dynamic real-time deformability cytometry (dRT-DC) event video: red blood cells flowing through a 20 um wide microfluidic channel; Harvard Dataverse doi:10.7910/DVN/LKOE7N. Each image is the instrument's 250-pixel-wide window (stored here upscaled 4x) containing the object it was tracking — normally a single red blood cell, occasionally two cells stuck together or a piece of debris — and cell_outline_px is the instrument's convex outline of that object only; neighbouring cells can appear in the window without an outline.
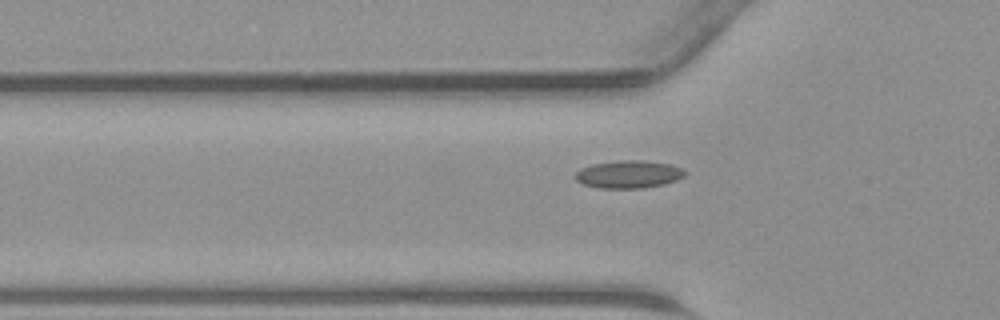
{"species": "common noctule bat (a hibernating species)", "species_latin": "Nyctalus noctula", "temperature_condition": "warm", "stored_images_in_passage": 35, "camera_frame_rate_fps": 3000, "um_per_image_px": 0.085, "animal": {"sex": "male", "body_mass_g": 23.1, "forearm_length_mm": 52.7}, "frame": {"image": 1, "passage_image": 8, "time_ms": 2.333, "image_size_px": [1000, 320], "cell_outline_px": [[688, 172], [684, 176], [676, 180], [664, 184], [644, 188], [600, 188], [584, 184], [576, 180], [576, 172], [580, 168], [592, 164], [620, 160], [640, 160], [672, 164], [684, 168]], "centroid_in_image_um": [53.48, 14.81], "position_along_channel_um": 72.3, "area_um2": 17.8}}
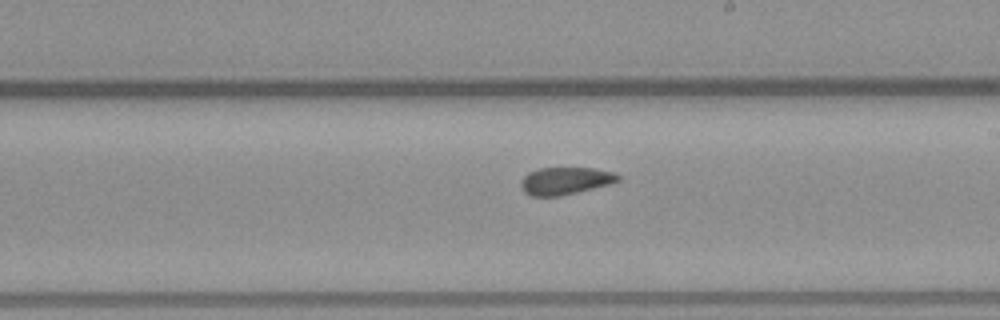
{"frame": {"image": 2, "passage_image": 19, "time_ms": 6.0, "image_size_px": [1000, 320], "cell_outline_px": [[620, 180], [608, 184], [560, 196], [532, 196], [524, 192], [520, 188], [520, 180], [528, 172], [540, 168], [592, 168], [612, 172], [620, 176]], "centroid_in_image_um": [47.98, 15.37], "position_along_channel_um": 241.0, "area_um2": 15.37}}
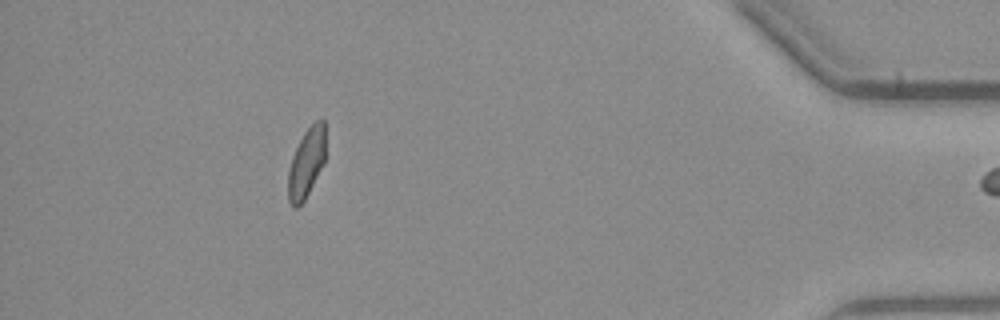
{"frame": {"image": 3, "passage_image": 34, "time_ms": 11.0, "image_size_px": [1000, 320], "cell_outline_px": [[324, 164], [304, 200], [296, 208], [292, 208], [288, 200], [288, 172], [292, 156], [304, 132], [316, 120], [324, 120]], "centroid_in_image_um": [26.02, 13.88], "position_along_channel_um": 409.2, "area_um2": 14.91}}